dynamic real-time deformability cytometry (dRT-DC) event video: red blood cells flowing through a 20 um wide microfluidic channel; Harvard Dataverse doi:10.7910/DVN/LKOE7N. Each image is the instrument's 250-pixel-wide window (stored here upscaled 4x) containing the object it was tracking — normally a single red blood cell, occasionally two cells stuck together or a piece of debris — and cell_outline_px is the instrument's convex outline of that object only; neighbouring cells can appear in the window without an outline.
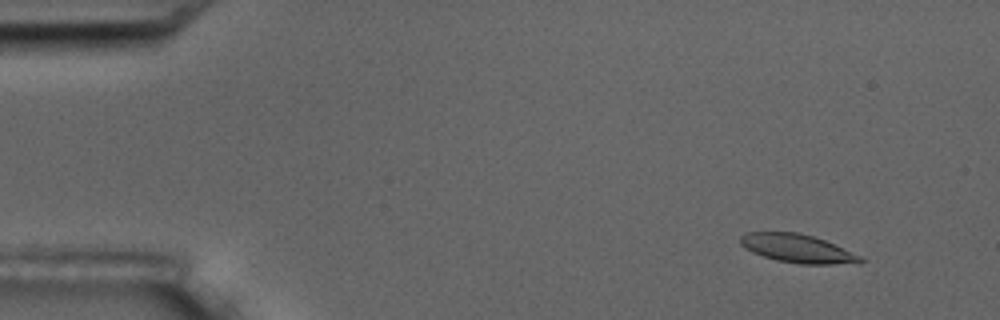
{"species": "common noctule bat (a hibernating species)", "species_latin": "Nyctalus noctula", "temperature_condition": "room temperature", "stored_images_in_passage": 6, "segment_of_instrument_passage": [1, 2], "camera_frame_rate_fps": 3000, "um_per_image_px": 0.085, "animal": {"sex": "male", "body_mass_g": 17.5, "forearm_length_mm": 52.3}, "frame": {"image": 1, "passage_image": 2, "time_ms": 1.333, "image_size_px": [1000, 320], "cell_outline_px": [[864, 260], [860, 264], [800, 264], [776, 260], [752, 252], [744, 248], [740, 244], [740, 236], [744, 232], [796, 232], [812, 236], [824, 240], [864, 256]], "centroid_in_image_um": [67.82, 21.13], "position_along_channel_um": 17.2, "area_um2": 20.11}}
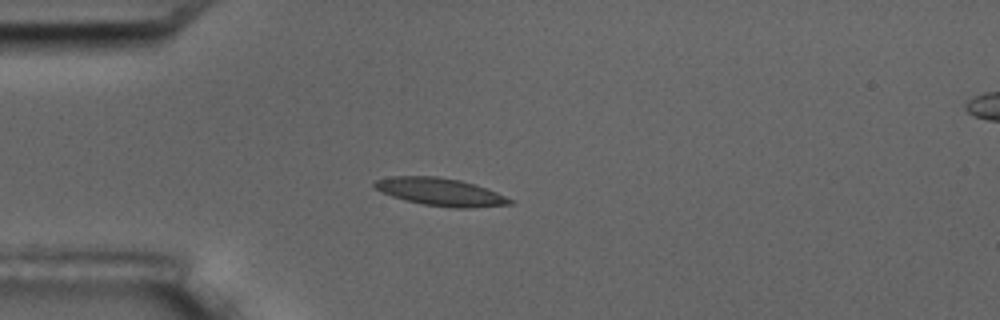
{"frame": {"image": 2, "passage_image": 5, "time_ms": 4.667, "image_size_px": [1000, 320], "cell_outline_px": [[512, 204], [468, 208], [452, 208], [424, 204], [392, 196], [376, 188], [372, 184], [376, 180], [392, 176], [436, 176], [460, 180], [476, 184], [496, 192], [512, 200]], "centroid_in_image_um": [37.45, 16.3], "position_along_channel_um": 47.6, "area_um2": 21.5}}